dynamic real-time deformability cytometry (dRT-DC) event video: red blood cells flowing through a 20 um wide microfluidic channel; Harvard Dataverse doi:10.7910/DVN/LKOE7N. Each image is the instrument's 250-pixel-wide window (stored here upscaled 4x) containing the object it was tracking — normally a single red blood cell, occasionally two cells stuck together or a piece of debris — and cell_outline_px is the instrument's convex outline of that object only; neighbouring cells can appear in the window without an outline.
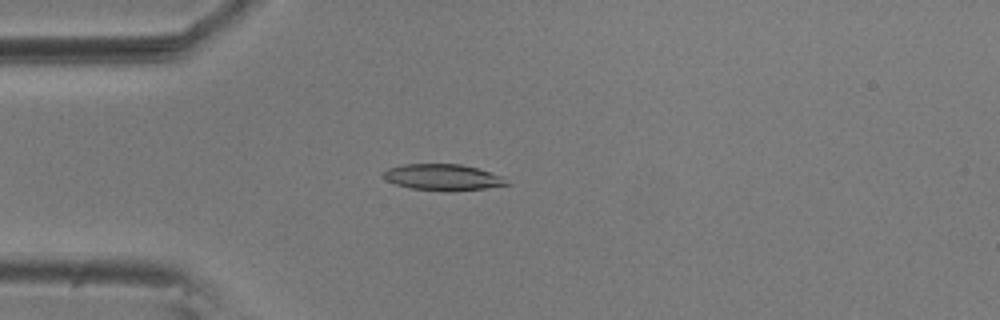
{"species": "common noctule bat (a hibernating species)", "species_latin": "Nyctalus noctula", "temperature_condition": "room temperature", "stored_images_in_passage": 55, "camera_frame_rate_fps": 3000, "um_per_image_px": 0.085, "animal": {"sex": "male", "body_mass_g": 20.5, "forearm_length_mm": 52.5}, "frame": {"image": 1, "passage_image": 14, "time_ms": 4.333, "image_size_px": [1000, 320], "cell_outline_px": [[512, 184], [484, 188], [448, 192], [444, 192], [412, 188], [396, 184], [384, 180], [380, 176], [380, 172], [388, 168], [404, 164], [460, 164], [476, 168], [504, 176]], "centroid_in_image_um": [37.61, 15.07], "position_along_channel_um": 47.4, "area_um2": 19.19}}
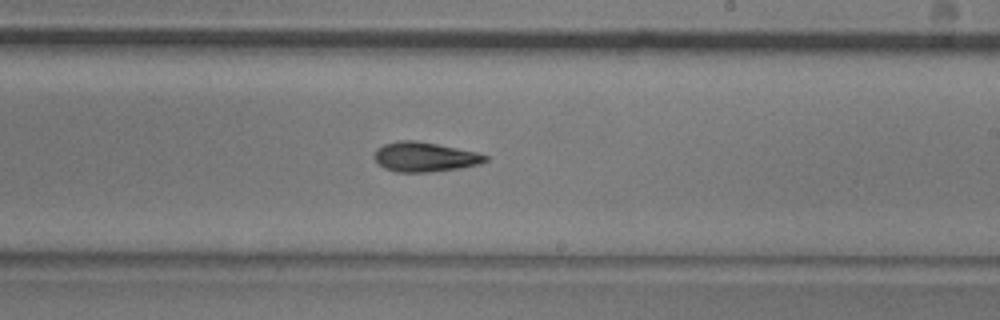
{"frame": {"image": 2, "passage_image": 32, "time_ms": 10.333, "image_size_px": [1000, 320], "cell_outline_px": [[488, 160], [480, 164], [460, 168], [428, 172], [396, 172], [384, 168], [372, 156], [376, 148], [384, 144], [400, 140], [416, 140], [476, 152], [488, 156]], "centroid_in_image_um": [36.07, 13.34], "position_along_channel_um": 252.9, "area_um2": 19.13}}
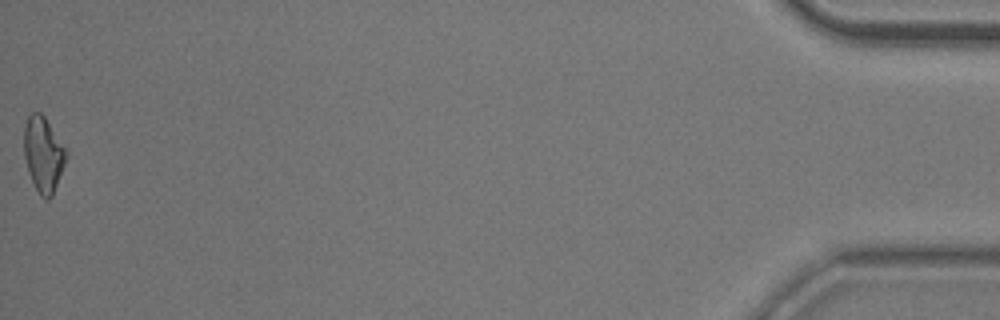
{"frame": {"image": 3, "passage_image": 55, "time_ms": 18.0, "image_size_px": [1000, 320], "cell_outline_px": [[68, 156], [52, 196], [48, 200], [44, 200], [40, 196], [28, 172], [24, 156], [24, 128], [28, 116], [32, 112], [40, 112], [44, 116], [68, 152]], "centroid_in_image_um": [3.68, 13.13], "position_along_channel_um": 431.5, "area_um2": 18.44}, "authors_computed_cell_mechanics": {"area_um2": 18.7272, "velocity_mm_per_s": 3.6359, "shape_relaxation_time_tau1_ms": null, "shape_relaxation_time_tau2_ms": 8.1213, "deformation_change_tau1": null, "deformation_change_tau2": 0.1905}}